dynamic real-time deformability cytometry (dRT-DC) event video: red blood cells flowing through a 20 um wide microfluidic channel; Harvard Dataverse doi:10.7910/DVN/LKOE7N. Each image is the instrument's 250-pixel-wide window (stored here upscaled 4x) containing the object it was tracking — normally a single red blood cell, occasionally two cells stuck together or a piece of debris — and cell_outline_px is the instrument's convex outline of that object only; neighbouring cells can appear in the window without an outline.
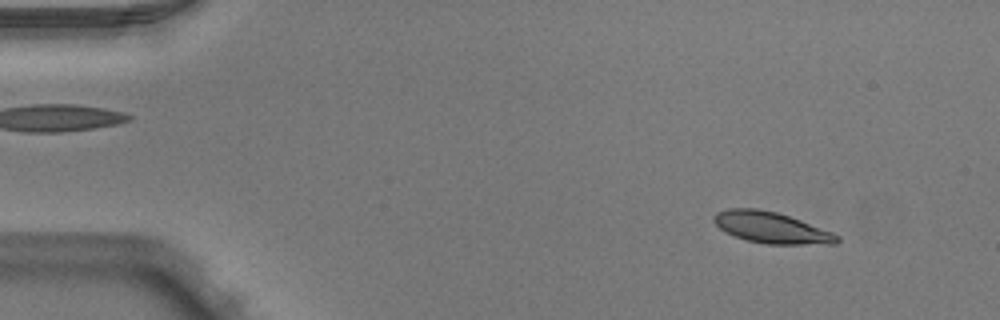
{"species": "Egyptian fruit bat (a non-hibernating species)", "species_latin": "Rousettus aegyptiacus", "temperature_condition": "warm", "stored_images_in_passage": 51, "camera_frame_rate_fps": 3000, "um_per_image_px": 0.085, "animal": {"sex": "male"}, "frame": {"image": 1, "passage_image": 6, "time_ms": 1.667, "image_size_px": [1000, 320], "cell_outline_px": [[840, 240], [836, 244], [764, 244], [748, 240], [724, 232], [712, 220], [712, 216], [716, 212], [728, 208], [756, 208], [776, 212], [800, 220], [832, 232], [840, 236]], "centroid_in_image_um": [65.54, 19.34], "position_along_channel_um": 19.5, "area_um2": 22.37}}
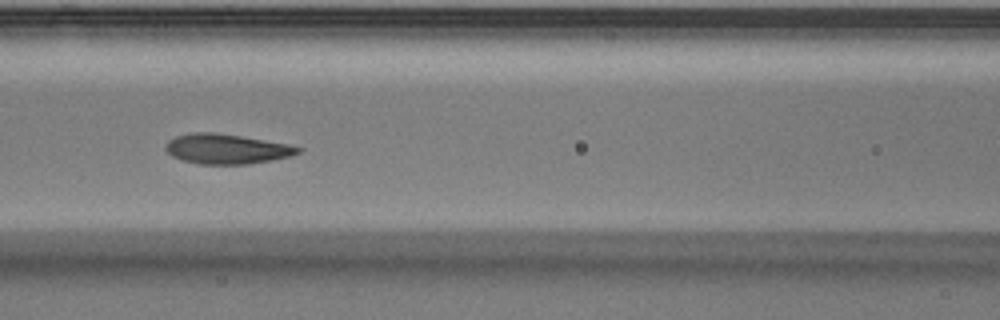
{"frame": {"image": 2, "passage_image": 23, "time_ms": 7.333, "image_size_px": [1000, 320], "cell_outline_px": [[304, 148], [300, 152], [292, 156], [272, 160], [248, 164], [200, 164], [184, 160], [172, 156], [164, 148], [168, 140], [176, 136], [192, 132], [212, 132], [240, 136], [288, 144]], "centroid_in_image_um": [19.27, 12.66], "position_along_channel_um": 147.3, "area_um2": 23.0}}
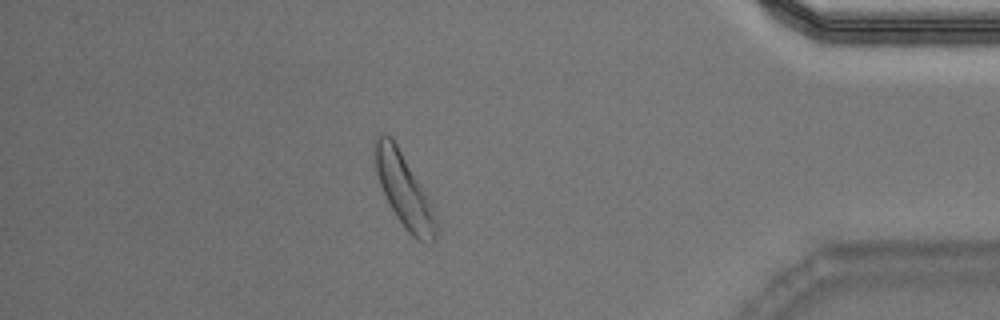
{"frame": {"image": 3, "passage_image": 45, "time_ms": 14.667, "image_size_px": [1000, 320], "cell_outline_px": [[440, 228], [432, 244], [416, 240], [408, 232], [396, 216], [380, 184], [376, 172], [376, 136], [380, 132], [384, 132], [392, 136], [432, 204], [440, 224]], "centroid_in_image_um": [34.41, 16.24], "position_along_channel_um": 400.8, "area_um2": 26.01}, "authors_computed_cell_mechanics": {"area_um2": 23.2356, "velocity_mm_per_s": 3.9561, "shape_relaxation_time_tau1_ms": 2.8176, "shape_relaxation_time_tau2_ms": 1.2405, "deformation_change_tau1": 0.1352, "deformation_change_tau2": 0.0757}}